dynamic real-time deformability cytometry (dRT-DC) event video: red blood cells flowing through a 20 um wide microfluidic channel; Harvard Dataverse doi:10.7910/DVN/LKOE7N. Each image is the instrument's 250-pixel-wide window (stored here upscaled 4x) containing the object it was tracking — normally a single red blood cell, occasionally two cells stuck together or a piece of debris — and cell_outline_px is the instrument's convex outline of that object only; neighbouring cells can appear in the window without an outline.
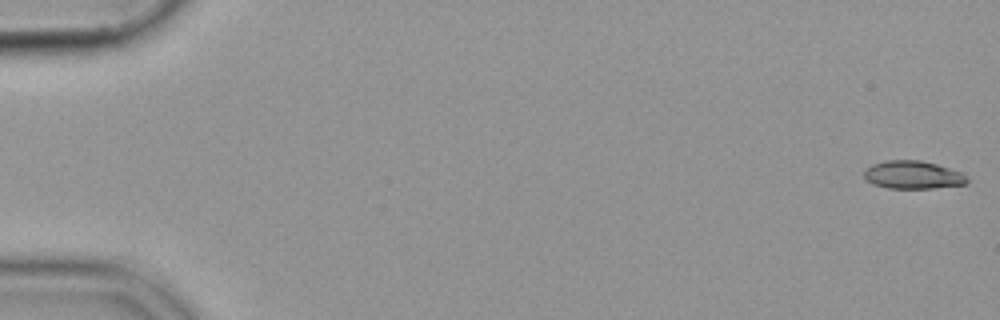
{"species": "common noctule bat (a hibernating species)", "species_latin": "Nyctalus noctula", "temperature_condition": "cold", "stored_images_in_passage": 56, "camera_frame_rate_fps": 3000, "um_per_image_px": 0.085, "animal": {"sex": "female", "body_mass_g": 19.9}, "frame": {"image": 1, "passage_image": 1, "time_ms": 0.0, "image_size_px": [1000, 320], "cell_outline_px": [[968, 184], [932, 188], [888, 188], [872, 184], [864, 176], [864, 172], [872, 164], [888, 160], [920, 160], [936, 164], [964, 172], [968, 180]], "centroid_in_image_um": [77.64, 14.86], "position_along_channel_um": 7.4, "area_um2": 16.82}}
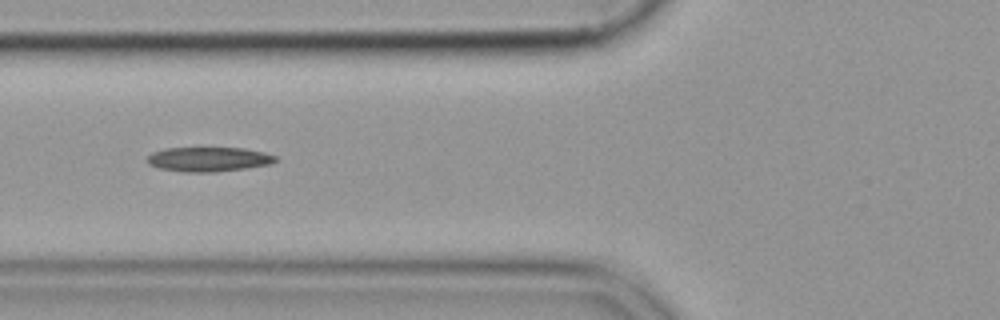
{"frame": {"image": 2, "passage_image": 22, "time_ms": 7.0, "image_size_px": [1000, 320], "cell_outline_px": [[276, 160], [272, 164], [216, 172], [184, 172], [156, 168], [148, 164], [148, 156], [152, 152], [164, 148], [200, 144], [244, 148], [264, 152], [276, 156]], "centroid_in_image_um": [17.68, 13.47], "position_along_channel_um": 108.1, "area_um2": 19.54}}
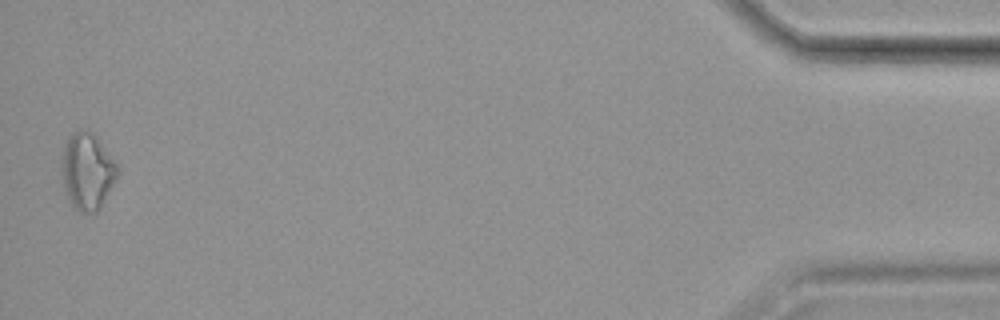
{"frame": {"image": 3, "passage_image": 55, "time_ms": 18.0, "image_size_px": [1000, 320], "cell_outline_px": [[116, 176], [100, 208], [96, 212], [84, 216], [68, 200], [64, 188], [64, 144], [68, 136], [76, 132], [88, 128], [96, 136], [116, 164]], "centroid_in_image_um": [7.41, 14.58], "position_along_channel_um": 427.8, "area_um2": 24.1}}